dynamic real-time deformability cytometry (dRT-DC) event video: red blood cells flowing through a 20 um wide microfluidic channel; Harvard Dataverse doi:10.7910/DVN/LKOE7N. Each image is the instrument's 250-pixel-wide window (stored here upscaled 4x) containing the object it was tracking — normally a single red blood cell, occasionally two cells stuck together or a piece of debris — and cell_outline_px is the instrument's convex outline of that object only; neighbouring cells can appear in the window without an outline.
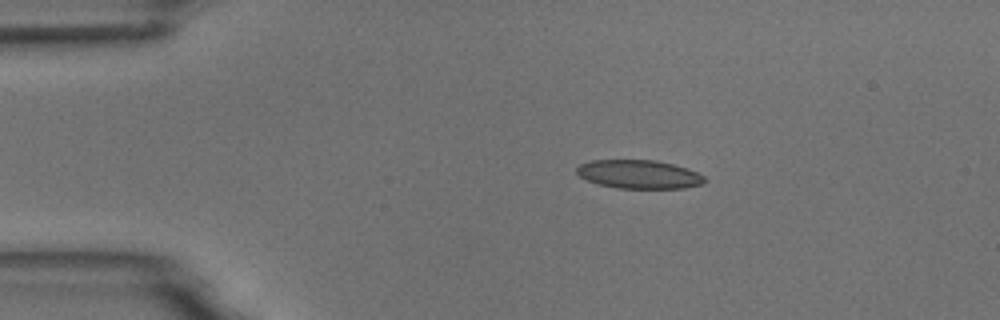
{"species": "common noctule bat (a hibernating species)", "species_latin": "Nyctalus noctula", "temperature_condition": "room temperature", "stored_images_in_passage": 4, "camera_frame_rate_fps": 3000, "um_per_image_px": 0.085, "animal": {"sex": "male", "body_mass_g": 18.8}, "frame": {"image": 1, "passage_image": 3, "time_ms": 2.333, "image_size_px": [1000, 320], "cell_outline_px": [[708, 180], [704, 184], [684, 188], [616, 188], [600, 184], [588, 180], [580, 176], [576, 172], [576, 168], [580, 164], [592, 160], [656, 160], [672, 164], [696, 172], [704, 176]], "centroid_in_image_um": [54.33, 14.82], "position_along_channel_um": 30.7, "area_um2": 21.21}}